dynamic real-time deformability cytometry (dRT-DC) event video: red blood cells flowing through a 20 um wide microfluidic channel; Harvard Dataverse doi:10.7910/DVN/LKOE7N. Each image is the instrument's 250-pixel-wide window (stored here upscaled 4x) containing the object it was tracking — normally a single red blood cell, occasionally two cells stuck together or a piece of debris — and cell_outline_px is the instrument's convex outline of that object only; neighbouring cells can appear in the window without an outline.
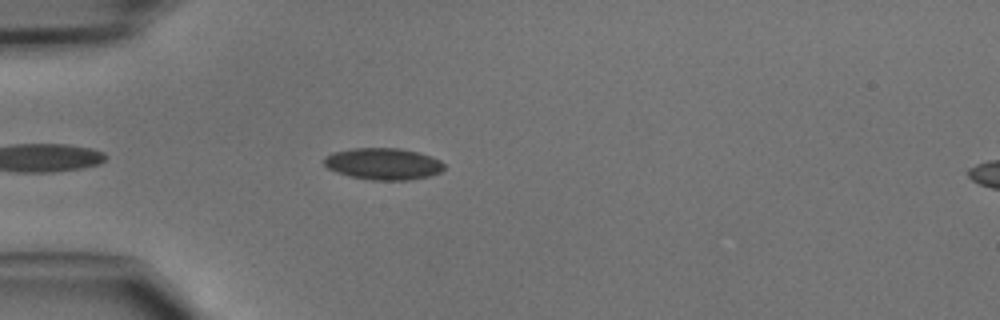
{"species": "common noctule bat (a hibernating species)", "species_latin": "Nyctalus noctula", "temperature_condition": "cold", "stored_images_in_passage": 25, "camera_frame_rate_fps": 3000, "um_per_image_px": 0.085, "animal": {"sex": "male", "body_mass_g": 15.6}, "frame": {"image": 1, "passage_image": 4, "time_ms": 1.0, "image_size_px": [1000, 320], "cell_outline_px": [[444, 168], [440, 172], [428, 176], [408, 180], [372, 180], [352, 176], [336, 172], [328, 168], [324, 164], [324, 156], [332, 152], [352, 148], [400, 148], [432, 156], [440, 160], [444, 164]], "centroid_in_image_um": [32.56, 13.92], "position_along_channel_um": 52.4, "area_um2": 22.14}}
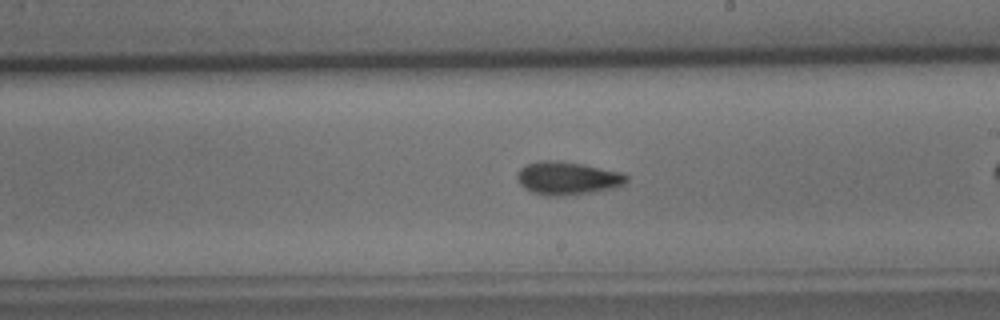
{"frame": {"image": 2, "passage_image": 15, "time_ms": 4.667, "image_size_px": [1000, 320], "cell_outline_px": [[628, 180], [624, 184], [616, 188], [592, 192], [560, 196], [548, 196], [532, 192], [524, 188], [516, 180], [516, 172], [520, 168], [536, 160], [560, 160], [584, 164], [624, 172], [628, 176]], "centroid_in_image_um": [48.24, 15.13], "position_along_channel_um": 240.8, "area_um2": 21.56}}
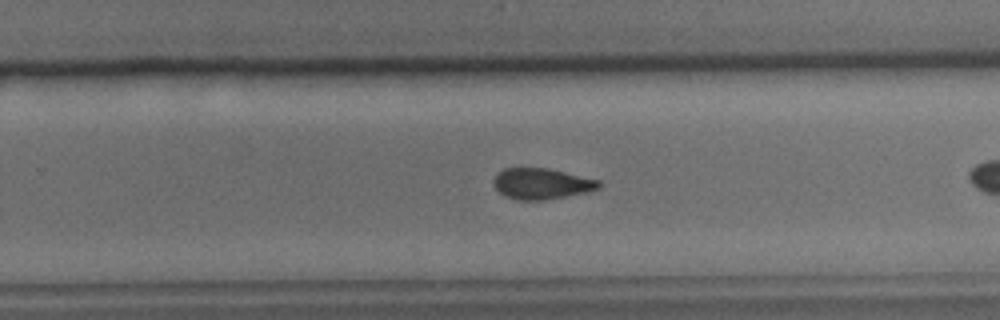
{"frame": {"image": 3, "passage_image": 18, "time_ms": 5.667, "image_size_px": [1000, 320], "cell_outline_px": [[600, 188], [588, 192], [544, 200], [520, 200], [504, 196], [496, 188], [492, 180], [496, 172], [504, 168], [548, 168], [600, 180]], "centroid_in_image_um": [46.02, 15.61], "position_along_channel_um": 283.8, "area_um2": 19.07}}